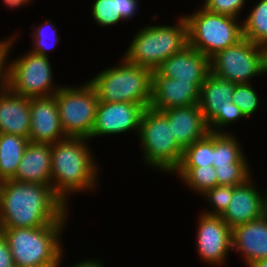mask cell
Masks as SVG:
<instances>
[{
	"instance_id": "obj_24",
	"label": "cell",
	"mask_w": 267,
	"mask_h": 267,
	"mask_svg": "<svg viewBox=\"0 0 267 267\" xmlns=\"http://www.w3.org/2000/svg\"><path fill=\"white\" fill-rule=\"evenodd\" d=\"M213 163V132L195 141L183 150L181 163L178 167L212 166Z\"/></svg>"
},
{
	"instance_id": "obj_15",
	"label": "cell",
	"mask_w": 267,
	"mask_h": 267,
	"mask_svg": "<svg viewBox=\"0 0 267 267\" xmlns=\"http://www.w3.org/2000/svg\"><path fill=\"white\" fill-rule=\"evenodd\" d=\"M171 125L172 136L185 149L210 131L199 104L161 111Z\"/></svg>"
},
{
	"instance_id": "obj_7",
	"label": "cell",
	"mask_w": 267,
	"mask_h": 267,
	"mask_svg": "<svg viewBox=\"0 0 267 267\" xmlns=\"http://www.w3.org/2000/svg\"><path fill=\"white\" fill-rule=\"evenodd\" d=\"M139 133L146 161L163 170L175 171L181 163L184 149L172 136L167 117L161 111L146 108L141 118Z\"/></svg>"
},
{
	"instance_id": "obj_12",
	"label": "cell",
	"mask_w": 267,
	"mask_h": 267,
	"mask_svg": "<svg viewBox=\"0 0 267 267\" xmlns=\"http://www.w3.org/2000/svg\"><path fill=\"white\" fill-rule=\"evenodd\" d=\"M204 81H178L152 71V97L150 107L164 111L174 107L198 104Z\"/></svg>"
},
{
	"instance_id": "obj_33",
	"label": "cell",
	"mask_w": 267,
	"mask_h": 267,
	"mask_svg": "<svg viewBox=\"0 0 267 267\" xmlns=\"http://www.w3.org/2000/svg\"><path fill=\"white\" fill-rule=\"evenodd\" d=\"M136 5V0H116L117 12H119L122 19L132 16Z\"/></svg>"
},
{
	"instance_id": "obj_26",
	"label": "cell",
	"mask_w": 267,
	"mask_h": 267,
	"mask_svg": "<svg viewBox=\"0 0 267 267\" xmlns=\"http://www.w3.org/2000/svg\"><path fill=\"white\" fill-rule=\"evenodd\" d=\"M175 170L180 172L185 182L200 192L217 186L216 171L213 166L177 167Z\"/></svg>"
},
{
	"instance_id": "obj_22",
	"label": "cell",
	"mask_w": 267,
	"mask_h": 267,
	"mask_svg": "<svg viewBox=\"0 0 267 267\" xmlns=\"http://www.w3.org/2000/svg\"><path fill=\"white\" fill-rule=\"evenodd\" d=\"M30 140L15 134L0 133V182L13 179Z\"/></svg>"
},
{
	"instance_id": "obj_20",
	"label": "cell",
	"mask_w": 267,
	"mask_h": 267,
	"mask_svg": "<svg viewBox=\"0 0 267 267\" xmlns=\"http://www.w3.org/2000/svg\"><path fill=\"white\" fill-rule=\"evenodd\" d=\"M51 151V144L30 141L13 180L50 185L48 183H52L49 182L51 179Z\"/></svg>"
},
{
	"instance_id": "obj_37",
	"label": "cell",
	"mask_w": 267,
	"mask_h": 267,
	"mask_svg": "<svg viewBox=\"0 0 267 267\" xmlns=\"http://www.w3.org/2000/svg\"><path fill=\"white\" fill-rule=\"evenodd\" d=\"M74 267H101L100 264H98V262H82Z\"/></svg>"
},
{
	"instance_id": "obj_39",
	"label": "cell",
	"mask_w": 267,
	"mask_h": 267,
	"mask_svg": "<svg viewBox=\"0 0 267 267\" xmlns=\"http://www.w3.org/2000/svg\"><path fill=\"white\" fill-rule=\"evenodd\" d=\"M264 51V71H267V45L263 46Z\"/></svg>"
},
{
	"instance_id": "obj_10",
	"label": "cell",
	"mask_w": 267,
	"mask_h": 267,
	"mask_svg": "<svg viewBox=\"0 0 267 267\" xmlns=\"http://www.w3.org/2000/svg\"><path fill=\"white\" fill-rule=\"evenodd\" d=\"M47 56L30 52L8 69V88L24 97H49L52 72Z\"/></svg>"
},
{
	"instance_id": "obj_1",
	"label": "cell",
	"mask_w": 267,
	"mask_h": 267,
	"mask_svg": "<svg viewBox=\"0 0 267 267\" xmlns=\"http://www.w3.org/2000/svg\"><path fill=\"white\" fill-rule=\"evenodd\" d=\"M64 205L51 185L13 179L0 182V228H37L63 222Z\"/></svg>"
},
{
	"instance_id": "obj_21",
	"label": "cell",
	"mask_w": 267,
	"mask_h": 267,
	"mask_svg": "<svg viewBox=\"0 0 267 267\" xmlns=\"http://www.w3.org/2000/svg\"><path fill=\"white\" fill-rule=\"evenodd\" d=\"M245 252L247 263L267 259V215L232 229V248Z\"/></svg>"
},
{
	"instance_id": "obj_8",
	"label": "cell",
	"mask_w": 267,
	"mask_h": 267,
	"mask_svg": "<svg viewBox=\"0 0 267 267\" xmlns=\"http://www.w3.org/2000/svg\"><path fill=\"white\" fill-rule=\"evenodd\" d=\"M83 87L79 90L59 88L54 92L66 137H91L99 99L90 84Z\"/></svg>"
},
{
	"instance_id": "obj_3",
	"label": "cell",
	"mask_w": 267,
	"mask_h": 267,
	"mask_svg": "<svg viewBox=\"0 0 267 267\" xmlns=\"http://www.w3.org/2000/svg\"><path fill=\"white\" fill-rule=\"evenodd\" d=\"M64 139L51 144V178L53 180L55 177L57 180V184L51 187L63 202H65V192L92 186L96 176L91 156L82 143L86 138L66 137Z\"/></svg>"
},
{
	"instance_id": "obj_31",
	"label": "cell",
	"mask_w": 267,
	"mask_h": 267,
	"mask_svg": "<svg viewBox=\"0 0 267 267\" xmlns=\"http://www.w3.org/2000/svg\"><path fill=\"white\" fill-rule=\"evenodd\" d=\"M245 0H206L204 9L216 14L228 15L236 18Z\"/></svg>"
},
{
	"instance_id": "obj_29",
	"label": "cell",
	"mask_w": 267,
	"mask_h": 267,
	"mask_svg": "<svg viewBox=\"0 0 267 267\" xmlns=\"http://www.w3.org/2000/svg\"><path fill=\"white\" fill-rule=\"evenodd\" d=\"M92 10L95 20L102 26L116 24L122 20L117 12L116 0H96Z\"/></svg>"
},
{
	"instance_id": "obj_6",
	"label": "cell",
	"mask_w": 267,
	"mask_h": 267,
	"mask_svg": "<svg viewBox=\"0 0 267 267\" xmlns=\"http://www.w3.org/2000/svg\"><path fill=\"white\" fill-rule=\"evenodd\" d=\"M188 26V45L209 59L217 52L243 39V27L235 17L203 10L185 18Z\"/></svg>"
},
{
	"instance_id": "obj_2",
	"label": "cell",
	"mask_w": 267,
	"mask_h": 267,
	"mask_svg": "<svg viewBox=\"0 0 267 267\" xmlns=\"http://www.w3.org/2000/svg\"><path fill=\"white\" fill-rule=\"evenodd\" d=\"M62 222L37 228H0L15 267H56L61 249L57 235Z\"/></svg>"
},
{
	"instance_id": "obj_13",
	"label": "cell",
	"mask_w": 267,
	"mask_h": 267,
	"mask_svg": "<svg viewBox=\"0 0 267 267\" xmlns=\"http://www.w3.org/2000/svg\"><path fill=\"white\" fill-rule=\"evenodd\" d=\"M145 109L137 103L99 101L91 137L139 128Z\"/></svg>"
},
{
	"instance_id": "obj_28",
	"label": "cell",
	"mask_w": 267,
	"mask_h": 267,
	"mask_svg": "<svg viewBox=\"0 0 267 267\" xmlns=\"http://www.w3.org/2000/svg\"><path fill=\"white\" fill-rule=\"evenodd\" d=\"M217 185L237 186L248 181L247 166L216 167Z\"/></svg>"
},
{
	"instance_id": "obj_5",
	"label": "cell",
	"mask_w": 267,
	"mask_h": 267,
	"mask_svg": "<svg viewBox=\"0 0 267 267\" xmlns=\"http://www.w3.org/2000/svg\"><path fill=\"white\" fill-rule=\"evenodd\" d=\"M188 45V26L183 17L179 26L146 27L135 36L125 59L138 66L157 70L163 61Z\"/></svg>"
},
{
	"instance_id": "obj_17",
	"label": "cell",
	"mask_w": 267,
	"mask_h": 267,
	"mask_svg": "<svg viewBox=\"0 0 267 267\" xmlns=\"http://www.w3.org/2000/svg\"><path fill=\"white\" fill-rule=\"evenodd\" d=\"M157 71L165 77L178 81H205L210 73V59L187 45L163 61Z\"/></svg>"
},
{
	"instance_id": "obj_16",
	"label": "cell",
	"mask_w": 267,
	"mask_h": 267,
	"mask_svg": "<svg viewBox=\"0 0 267 267\" xmlns=\"http://www.w3.org/2000/svg\"><path fill=\"white\" fill-rule=\"evenodd\" d=\"M198 248L204 260L220 262L232 246V229L216 215H204L198 229Z\"/></svg>"
},
{
	"instance_id": "obj_25",
	"label": "cell",
	"mask_w": 267,
	"mask_h": 267,
	"mask_svg": "<svg viewBox=\"0 0 267 267\" xmlns=\"http://www.w3.org/2000/svg\"><path fill=\"white\" fill-rule=\"evenodd\" d=\"M243 37L254 44L267 45V0H261L243 24Z\"/></svg>"
},
{
	"instance_id": "obj_32",
	"label": "cell",
	"mask_w": 267,
	"mask_h": 267,
	"mask_svg": "<svg viewBox=\"0 0 267 267\" xmlns=\"http://www.w3.org/2000/svg\"><path fill=\"white\" fill-rule=\"evenodd\" d=\"M0 267H15L8 242L0 232Z\"/></svg>"
},
{
	"instance_id": "obj_27",
	"label": "cell",
	"mask_w": 267,
	"mask_h": 267,
	"mask_svg": "<svg viewBox=\"0 0 267 267\" xmlns=\"http://www.w3.org/2000/svg\"><path fill=\"white\" fill-rule=\"evenodd\" d=\"M232 102L240 108L245 117L253 114L258 107V97L248 83L236 85Z\"/></svg>"
},
{
	"instance_id": "obj_18",
	"label": "cell",
	"mask_w": 267,
	"mask_h": 267,
	"mask_svg": "<svg viewBox=\"0 0 267 267\" xmlns=\"http://www.w3.org/2000/svg\"><path fill=\"white\" fill-rule=\"evenodd\" d=\"M4 91L0 94V133L15 134L29 139L30 98L14 93L8 88V70L3 74ZM6 84V85H5Z\"/></svg>"
},
{
	"instance_id": "obj_30",
	"label": "cell",
	"mask_w": 267,
	"mask_h": 267,
	"mask_svg": "<svg viewBox=\"0 0 267 267\" xmlns=\"http://www.w3.org/2000/svg\"><path fill=\"white\" fill-rule=\"evenodd\" d=\"M234 186L217 185L203 193L209 196L210 201L216 207V212L213 214L207 213L206 215L221 216L227 209L229 202L232 199Z\"/></svg>"
},
{
	"instance_id": "obj_11",
	"label": "cell",
	"mask_w": 267,
	"mask_h": 267,
	"mask_svg": "<svg viewBox=\"0 0 267 267\" xmlns=\"http://www.w3.org/2000/svg\"><path fill=\"white\" fill-rule=\"evenodd\" d=\"M237 83L220 79L211 72L200 88L199 107L208 127L225 125L240 117H245L240 108L232 102Z\"/></svg>"
},
{
	"instance_id": "obj_14",
	"label": "cell",
	"mask_w": 267,
	"mask_h": 267,
	"mask_svg": "<svg viewBox=\"0 0 267 267\" xmlns=\"http://www.w3.org/2000/svg\"><path fill=\"white\" fill-rule=\"evenodd\" d=\"M62 133V134H61ZM65 135L59 118L54 94L49 97L30 98L29 140L34 143L52 144Z\"/></svg>"
},
{
	"instance_id": "obj_36",
	"label": "cell",
	"mask_w": 267,
	"mask_h": 267,
	"mask_svg": "<svg viewBox=\"0 0 267 267\" xmlns=\"http://www.w3.org/2000/svg\"><path fill=\"white\" fill-rule=\"evenodd\" d=\"M250 267H267V259H261L253 262L249 265Z\"/></svg>"
},
{
	"instance_id": "obj_38",
	"label": "cell",
	"mask_w": 267,
	"mask_h": 267,
	"mask_svg": "<svg viewBox=\"0 0 267 267\" xmlns=\"http://www.w3.org/2000/svg\"><path fill=\"white\" fill-rule=\"evenodd\" d=\"M10 6H19L28 0H4Z\"/></svg>"
},
{
	"instance_id": "obj_4",
	"label": "cell",
	"mask_w": 267,
	"mask_h": 267,
	"mask_svg": "<svg viewBox=\"0 0 267 267\" xmlns=\"http://www.w3.org/2000/svg\"><path fill=\"white\" fill-rule=\"evenodd\" d=\"M99 101L130 102L150 107L152 71L124 60V65L108 69L89 83Z\"/></svg>"
},
{
	"instance_id": "obj_19",
	"label": "cell",
	"mask_w": 267,
	"mask_h": 267,
	"mask_svg": "<svg viewBox=\"0 0 267 267\" xmlns=\"http://www.w3.org/2000/svg\"><path fill=\"white\" fill-rule=\"evenodd\" d=\"M247 182L234 186L232 199L220 216L231 229L265 215L264 199Z\"/></svg>"
},
{
	"instance_id": "obj_23",
	"label": "cell",
	"mask_w": 267,
	"mask_h": 267,
	"mask_svg": "<svg viewBox=\"0 0 267 267\" xmlns=\"http://www.w3.org/2000/svg\"><path fill=\"white\" fill-rule=\"evenodd\" d=\"M213 132V163L212 166H246L245 159L241 153L242 150L237 145L234 138L223 133L215 132L211 126L209 129Z\"/></svg>"
},
{
	"instance_id": "obj_34",
	"label": "cell",
	"mask_w": 267,
	"mask_h": 267,
	"mask_svg": "<svg viewBox=\"0 0 267 267\" xmlns=\"http://www.w3.org/2000/svg\"><path fill=\"white\" fill-rule=\"evenodd\" d=\"M43 29L40 28L37 30V34H36V41H37V48H35L32 52L33 53H36V54H39V55H42V56H47L45 54V47H47L45 44H44V33L42 31ZM46 36V35H45Z\"/></svg>"
},
{
	"instance_id": "obj_35",
	"label": "cell",
	"mask_w": 267,
	"mask_h": 267,
	"mask_svg": "<svg viewBox=\"0 0 267 267\" xmlns=\"http://www.w3.org/2000/svg\"><path fill=\"white\" fill-rule=\"evenodd\" d=\"M10 46V41L9 42H2L0 43V76L2 75L1 72H2V67H3V62L5 61V56L6 54L8 53V47Z\"/></svg>"
},
{
	"instance_id": "obj_9",
	"label": "cell",
	"mask_w": 267,
	"mask_h": 267,
	"mask_svg": "<svg viewBox=\"0 0 267 267\" xmlns=\"http://www.w3.org/2000/svg\"><path fill=\"white\" fill-rule=\"evenodd\" d=\"M263 71V46L254 44L246 38L210 58V72L213 75L237 84L248 83V78Z\"/></svg>"
},
{
	"instance_id": "obj_40",
	"label": "cell",
	"mask_w": 267,
	"mask_h": 267,
	"mask_svg": "<svg viewBox=\"0 0 267 267\" xmlns=\"http://www.w3.org/2000/svg\"><path fill=\"white\" fill-rule=\"evenodd\" d=\"M264 214L267 215V197L264 200Z\"/></svg>"
}]
</instances>
